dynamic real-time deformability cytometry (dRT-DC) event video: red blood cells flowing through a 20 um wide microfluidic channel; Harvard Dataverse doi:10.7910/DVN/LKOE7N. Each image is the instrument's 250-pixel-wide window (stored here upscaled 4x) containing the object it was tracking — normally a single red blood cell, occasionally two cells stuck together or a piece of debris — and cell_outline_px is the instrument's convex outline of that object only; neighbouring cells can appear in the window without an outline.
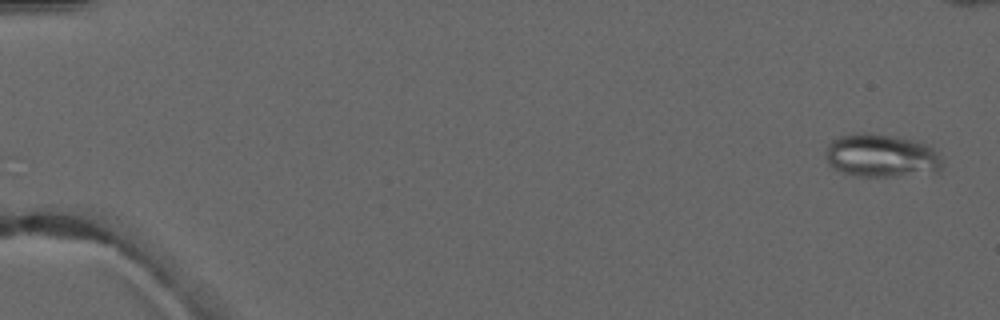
{"species": "common noctule bat (a hibernating species)", "species_latin": "Nyctalus noctula", "temperature_condition": "warm", "stored_images_in_passage": 2, "camera_frame_rate_fps": 3000, "um_per_image_px": 0.085, "animal": {"sex": "male", "forearm_length_mm": 52.5}, "frame": {"image": 1, "passage_image": 2, "time_ms": 1.333, "image_size_px": [1000, 320], "cell_outline_px": [[944, 164], [936, 172], [896, 176], [856, 176], [844, 172], [828, 164], [824, 152], [828, 144], [832, 140], [840, 136], [856, 132], [868, 132], [892, 136], [912, 140], [928, 144], [940, 156]], "centroid_in_image_um": [74.9, 13.22], "position_along_channel_um": 10.1, "area_um2": 29.42}}